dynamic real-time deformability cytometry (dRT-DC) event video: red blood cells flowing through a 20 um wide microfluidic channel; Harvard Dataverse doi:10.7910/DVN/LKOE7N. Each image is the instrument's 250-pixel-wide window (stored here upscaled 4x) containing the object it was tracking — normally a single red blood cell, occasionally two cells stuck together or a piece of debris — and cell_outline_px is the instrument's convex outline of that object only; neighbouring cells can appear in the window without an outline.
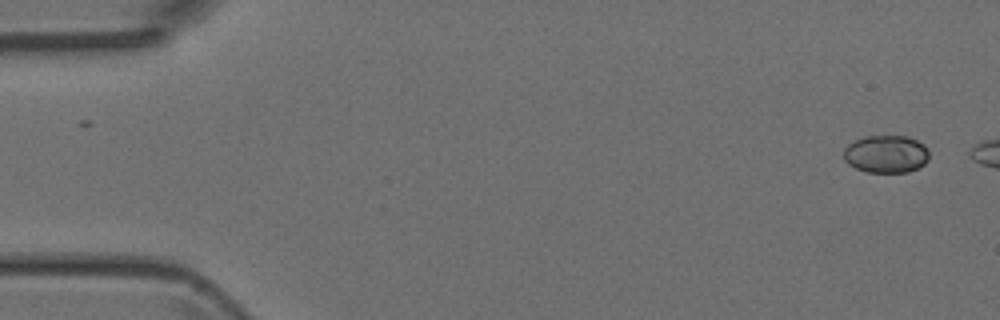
{"species": "Egyptian fruit bat (a non-hibernating species)", "species_latin": "Rousettus aegyptiacus", "temperature_condition": "room temperature", "stored_images_in_passage": 6, "camera_frame_rate_fps": 3000, "um_per_image_px": 0.085, "animal": {"sex": "female"}, "frame": {"image": 1, "passage_image": 1, "time_ms": 0.0, "image_size_px": [1000, 320], "cell_outline_px": [[928, 160], [924, 164], [908, 172], [868, 172], [856, 168], [848, 164], [844, 160], [844, 148], [848, 144], [864, 136], [908, 136], [924, 144], [928, 152]], "centroid_in_image_um": [75.31, 13.09], "position_along_channel_um": 9.7, "area_um2": 18.73}}